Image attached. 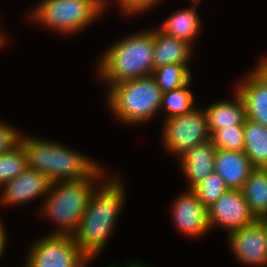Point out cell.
<instances>
[{
  "label": "cell",
  "mask_w": 267,
  "mask_h": 267,
  "mask_svg": "<svg viewBox=\"0 0 267 267\" xmlns=\"http://www.w3.org/2000/svg\"><path fill=\"white\" fill-rule=\"evenodd\" d=\"M121 175L110 173L94 189L72 234L74 243L88 259L96 260L105 250L123 213L128 192Z\"/></svg>",
  "instance_id": "obj_1"
},
{
  "label": "cell",
  "mask_w": 267,
  "mask_h": 267,
  "mask_svg": "<svg viewBox=\"0 0 267 267\" xmlns=\"http://www.w3.org/2000/svg\"><path fill=\"white\" fill-rule=\"evenodd\" d=\"M19 143L25 151L28 168L43 173L51 183L106 178L111 173L105 164L102 166L103 163L63 142L22 132Z\"/></svg>",
  "instance_id": "obj_2"
},
{
  "label": "cell",
  "mask_w": 267,
  "mask_h": 267,
  "mask_svg": "<svg viewBox=\"0 0 267 267\" xmlns=\"http://www.w3.org/2000/svg\"><path fill=\"white\" fill-rule=\"evenodd\" d=\"M152 26L121 36L100 54V58L98 56L94 73L96 78L105 83L106 90L121 81L152 75L154 25Z\"/></svg>",
  "instance_id": "obj_3"
},
{
  "label": "cell",
  "mask_w": 267,
  "mask_h": 267,
  "mask_svg": "<svg viewBox=\"0 0 267 267\" xmlns=\"http://www.w3.org/2000/svg\"><path fill=\"white\" fill-rule=\"evenodd\" d=\"M162 93L155 79L148 76L111 85L106 90L104 102L119 124L133 128L161 115Z\"/></svg>",
  "instance_id": "obj_4"
},
{
  "label": "cell",
  "mask_w": 267,
  "mask_h": 267,
  "mask_svg": "<svg viewBox=\"0 0 267 267\" xmlns=\"http://www.w3.org/2000/svg\"><path fill=\"white\" fill-rule=\"evenodd\" d=\"M104 13V0H39L25 16L31 24L68 37L81 34Z\"/></svg>",
  "instance_id": "obj_5"
},
{
  "label": "cell",
  "mask_w": 267,
  "mask_h": 267,
  "mask_svg": "<svg viewBox=\"0 0 267 267\" xmlns=\"http://www.w3.org/2000/svg\"><path fill=\"white\" fill-rule=\"evenodd\" d=\"M105 178L52 182L38 215L51 221L54 230L47 234L72 235L82 218L94 189Z\"/></svg>",
  "instance_id": "obj_6"
},
{
  "label": "cell",
  "mask_w": 267,
  "mask_h": 267,
  "mask_svg": "<svg viewBox=\"0 0 267 267\" xmlns=\"http://www.w3.org/2000/svg\"><path fill=\"white\" fill-rule=\"evenodd\" d=\"M26 267H89L88 259L72 235L46 234L32 241L23 259Z\"/></svg>",
  "instance_id": "obj_7"
},
{
  "label": "cell",
  "mask_w": 267,
  "mask_h": 267,
  "mask_svg": "<svg viewBox=\"0 0 267 267\" xmlns=\"http://www.w3.org/2000/svg\"><path fill=\"white\" fill-rule=\"evenodd\" d=\"M161 122V146L177 159L195 145L210 140L207 117L199 105L186 114Z\"/></svg>",
  "instance_id": "obj_8"
},
{
  "label": "cell",
  "mask_w": 267,
  "mask_h": 267,
  "mask_svg": "<svg viewBox=\"0 0 267 267\" xmlns=\"http://www.w3.org/2000/svg\"><path fill=\"white\" fill-rule=\"evenodd\" d=\"M179 194V195H178ZM170 214L174 227L188 240L202 239L211 231L207 208L192 189H183L171 201Z\"/></svg>",
  "instance_id": "obj_9"
},
{
  "label": "cell",
  "mask_w": 267,
  "mask_h": 267,
  "mask_svg": "<svg viewBox=\"0 0 267 267\" xmlns=\"http://www.w3.org/2000/svg\"><path fill=\"white\" fill-rule=\"evenodd\" d=\"M208 223L211 231L223 229L230 232L253 224L257 219L250 212L241 189H228L207 208Z\"/></svg>",
  "instance_id": "obj_10"
},
{
  "label": "cell",
  "mask_w": 267,
  "mask_h": 267,
  "mask_svg": "<svg viewBox=\"0 0 267 267\" xmlns=\"http://www.w3.org/2000/svg\"><path fill=\"white\" fill-rule=\"evenodd\" d=\"M228 248L238 264L244 267H267V244L262 225L253 224L226 235Z\"/></svg>",
  "instance_id": "obj_11"
},
{
  "label": "cell",
  "mask_w": 267,
  "mask_h": 267,
  "mask_svg": "<svg viewBox=\"0 0 267 267\" xmlns=\"http://www.w3.org/2000/svg\"><path fill=\"white\" fill-rule=\"evenodd\" d=\"M50 180L41 172L28 167L15 179L0 188V206L13 208L41 198L39 211L48 194Z\"/></svg>",
  "instance_id": "obj_12"
},
{
  "label": "cell",
  "mask_w": 267,
  "mask_h": 267,
  "mask_svg": "<svg viewBox=\"0 0 267 267\" xmlns=\"http://www.w3.org/2000/svg\"><path fill=\"white\" fill-rule=\"evenodd\" d=\"M217 149L208 140L195 145L178 158V167L188 182L186 189H193L215 171Z\"/></svg>",
  "instance_id": "obj_13"
},
{
  "label": "cell",
  "mask_w": 267,
  "mask_h": 267,
  "mask_svg": "<svg viewBox=\"0 0 267 267\" xmlns=\"http://www.w3.org/2000/svg\"><path fill=\"white\" fill-rule=\"evenodd\" d=\"M236 83L233 87L244 102L246 118L267 127V83L251 69Z\"/></svg>",
  "instance_id": "obj_14"
},
{
  "label": "cell",
  "mask_w": 267,
  "mask_h": 267,
  "mask_svg": "<svg viewBox=\"0 0 267 267\" xmlns=\"http://www.w3.org/2000/svg\"><path fill=\"white\" fill-rule=\"evenodd\" d=\"M200 2L190 1V5L172 11L160 25L156 24V26L165 34L184 40L195 48L196 39L200 37L203 28L202 16L196 9Z\"/></svg>",
  "instance_id": "obj_15"
},
{
  "label": "cell",
  "mask_w": 267,
  "mask_h": 267,
  "mask_svg": "<svg viewBox=\"0 0 267 267\" xmlns=\"http://www.w3.org/2000/svg\"><path fill=\"white\" fill-rule=\"evenodd\" d=\"M254 169L244 152L217 149L215 172L229 189H242Z\"/></svg>",
  "instance_id": "obj_16"
},
{
  "label": "cell",
  "mask_w": 267,
  "mask_h": 267,
  "mask_svg": "<svg viewBox=\"0 0 267 267\" xmlns=\"http://www.w3.org/2000/svg\"><path fill=\"white\" fill-rule=\"evenodd\" d=\"M194 48L186 41L169 36L154 26V69L168 64L190 66L194 59Z\"/></svg>",
  "instance_id": "obj_17"
},
{
  "label": "cell",
  "mask_w": 267,
  "mask_h": 267,
  "mask_svg": "<svg viewBox=\"0 0 267 267\" xmlns=\"http://www.w3.org/2000/svg\"><path fill=\"white\" fill-rule=\"evenodd\" d=\"M231 99H219L203 107L210 134L220 128L244 125L245 105L241 96L233 88Z\"/></svg>",
  "instance_id": "obj_18"
},
{
  "label": "cell",
  "mask_w": 267,
  "mask_h": 267,
  "mask_svg": "<svg viewBox=\"0 0 267 267\" xmlns=\"http://www.w3.org/2000/svg\"><path fill=\"white\" fill-rule=\"evenodd\" d=\"M244 154L255 168L267 167V127L248 118L244 125Z\"/></svg>",
  "instance_id": "obj_19"
},
{
  "label": "cell",
  "mask_w": 267,
  "mask_h": 267,
  "mask_svg": "<svg viewBox=\"0 0 267 267\" xmlns=\"http://www.w3.org/2000/svg\"><path fill=\"white\" fill-rule=\"evenodd\" d=\"M241 190L255 218L267 217V170L255 168Z\"/></svg>",
  "instance_id": "obj_20"
},
{
  "label": "cell",
  "mask_w": 267,
  "mask_h": 267,
  "mask_svg": "<svg viewBox=\"0 0 267 267\" xmlns=\"http://www.w3.org/2000/svg\"><path fill=\"white\" fill-rule=\"evenodd\" d=\"M192 84L193 78L180 88L162 93L161 120L186 114L198 105L191 91Z\"/></svg>",
  "instance_id": "obj_21"
},
{
  "label": "cell",
  "mask_w": 267,
  "mask_h": 267,
  "mask_svg": "<svg viewBox=\"0 0 267 267\" xmlns=\"http://www.w3.org/2000/svg\"><path fill=\"white\" fill-rule=\"evenodd\" d=\"M192 68L184 64H168L155 68L152 77L162 92L186 85L193 77Z\"/></svg>",
  "instance_id": "obj_22"
},
{
  "label": "cell",
  "mask_w": 267,
  "mask_h": 267,
  "mask_svg": "<svg viewBox=\"0 0 267 267\" xmlns=\"http://www.w3.org/2000/svg\"><path fill=\"white\" fill-rule=\"evenodd\" d=\"M28 167L24 149L19 143L10 152L0 155V188L18 177Z\"/></svg>",
  "instance_id": "obj_23"
},
{
  "label": "cell",
  "mask_w": 267,
  "mask_h": 267,
  "mask_svg": "<svg viewBox=\"0 0 267 267\" xmlns=\"http://www.w3.org/2000/svg\"><path fill=\"white\" fill-rule=\"evenodd\" d=\"M243 125L224 127L214 130L210 140L216 149L243 152L244 149Z\"/></svg>",
  "instance_id": "obj_24"
},
{
  "label": "cell",
  "mask_w": 267,
  "mask_h": 267,
  "mask_svg": "<svg viewBox=\"0 0 267 267\" xmlns=\"http://www.w3.org/2000/svg\"><path fill=\"white\" fill-rule=\"evenodd\" d=\"M228 189L224 180L214 171L192 190L196 193L199 201L209 208Z\"/></svg>",
  "instance_id": "obj_25"
},
{
  "label": "cell",
  "mask_w": 267,
  "mask_h": 267,
  "mask_svg": "<svg viewBox=\"0 0 267 267\" xmlns=\"http://www.w3.org/2000/svg\"><path fill=\"white\" fill-rule=\"evenodd\" d=\"M112 1L115 4L112 3ZM161 1L163 2V0H104V9L107 13L110 8L109 6L111 4H114L115 8L118 7L117 11L119 12V14H122L121 16L124 15L123 17L126 16V19L128 17H132L133 19V17H139L140 15L147 14L146 12L149 13L150 11L158 7L157 5H160Z\"/></svg>",
  "instance_id": "obj_26"
},
{
  "label": "cell",
  "mask_w": 267,
  "mask_h": 267,
  "mask_svg": "<svg viewBox=\"0 0 267 267\" xmlns=\"http://www.w3.org/2000/svg\"><path fill=\"white\" fill-rule=\"evenodd\" d=\"M10 124L2 120V118L0 119V155L10 152L19 144L23 130L20 128L18 130L17 127Z\"/></svg>",
  "instance_id": "obj_27"
},
{
  "label": "cell",
  "mask_w": 267,
  "mask_h": 267,
  "mask_svg": "<svg viewBox=\"0 0 267 267\" xmlns=\"http://www.w3.org/2000/svg\"><path fill=\"white\" fill-rule=\"evenodd\" d=\"M255 66H252L248 69H251L258 77L267 83V53L260 59Z\"/></svg>",
  "instance_id": "obj_28"
},
{
  "label": "cell",
  "mask_w": 267,
  "mask_h": 267,
  "mask_svg": "<svg viewBox=\"0 0 267 267\" xmlns=\"http://www.w3.org/2000/svg\"><path fill=\"white\" fill-rule=\"evenodd\" d=\"M2 216H0V260L2 259V256L5 255V250L7 249V243H8V233L5 223H3Z\"/></svg>",
  "instance_id": "obj_29"
},
{
  "label": "cell",
  "mask_w": 267,
  "mask_h": 267,
  "mask_svg": "<svg viewBox=\"0 0 267 267\" xmlns=\"http://www.w3.org/2000/svg\"><path fill=\"white\" fill-rule=\"evenodd\" d=\"M127 267H152V266L148 265L144 261L134 259V260L127 261Z\"/></svg>",
  "instance_id": "obj_30"
},
{
  "label": "cell",
  "mask_w": 267,
  "mask_h": 267,
  "mask_svg": "<svg viewBox=\"0 0 267 267\" xmlns=\"http://www.w3.org/2000/svg\"><path fill=\"white\" fill-rule=\"evenodd\" d=\"M7 37L9 38V36H7V33L4 32L3 28L1 29V26H0V49H3L4 48L3 46H6L8 44Z\"/></svg>",
  "instance_id": "obj_31"
},
{
  "label": "cell",
  "mask_w": 267,
  "mask_h": 267,
  "mask_svg": "<svg viewBox=\"0 0 267 267\" xmlns=\"http://www.w3.org/2000/svg\"><path fill=\"white\" fill-rule=\"evenodd\" d=\"M257 221L263 227V231H264V235H265V240H266V244H267V217L259 218V219H257Z\"/></svg>",
  "instance_id": "obj_32"
},
{
  "label": "cell",
  "mask_w": 267,
  "mask_h": 267,
  "mask_svg": "<svg viewBox=\"0 0 267 267\" xmlns=\"http://www.w3.org/2000/svg\"><path fill=\"white\" fill-rule=\"evenodd\" d=\"M105 267H127V262H125L123 265L121 263L120 264H118V263H115V264L110 263V264L105 265Z\"/></svg>",
  "instance_id": "obj_33"
}]
</instances>
